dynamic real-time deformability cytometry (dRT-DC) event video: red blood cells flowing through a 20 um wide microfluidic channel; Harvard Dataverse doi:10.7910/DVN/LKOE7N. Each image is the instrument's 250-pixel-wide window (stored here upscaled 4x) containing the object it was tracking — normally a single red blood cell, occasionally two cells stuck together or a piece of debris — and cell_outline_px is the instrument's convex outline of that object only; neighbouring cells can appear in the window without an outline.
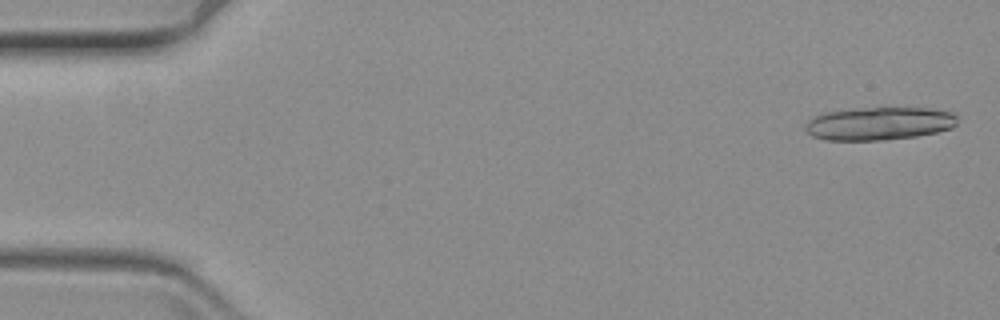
{"species": "common noctule bat (a hibernating species)", "species_latin": "Nyctalus noctula", "temperature_condition": "warm", "stored_images_in_passage": 20, "camera_frame_rate_fps": 3000, "um_per_image_px": 0.085, "animal": {"sex": "female", "body_mass_g": 19.3, "forearm_length_mm": 54.1}, "frame": {"image": 1, "passage_image": 2, "time_ms": 0.333, "image_size_px": [1000, 320], "cell_outline_px": [[956, 124], [952, 128], [936, 132], [916, 136], [880, 140], [828, 140], [812, 136], [804, 128], [804, 124], [812, 116], [824, 112], [852, 108], [884, 104], [932, 108], [952, 112], [956, 116]], "centroid_in_image_um": [74.72, 10.43], "position_along_channel_um": 10.3, "area_um2": 30.58}}